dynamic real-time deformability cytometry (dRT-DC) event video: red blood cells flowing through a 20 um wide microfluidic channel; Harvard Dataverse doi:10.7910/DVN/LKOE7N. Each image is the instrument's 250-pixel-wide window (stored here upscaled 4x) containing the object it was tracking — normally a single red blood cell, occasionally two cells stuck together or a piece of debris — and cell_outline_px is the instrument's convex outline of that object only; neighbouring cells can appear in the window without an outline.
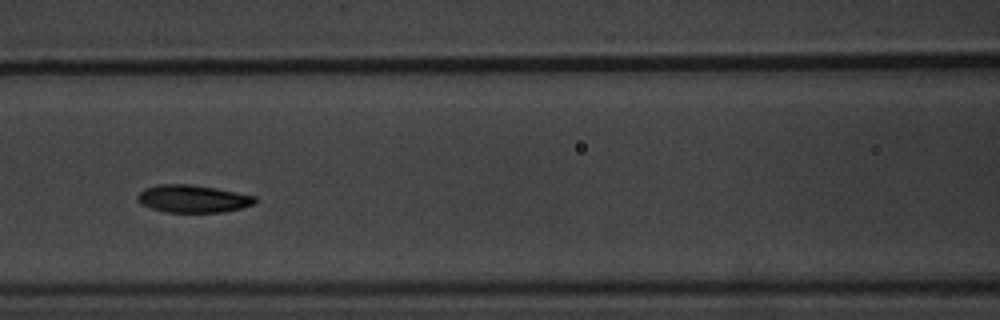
{"species": "common noctule bat (a hibernating species)", "species_latin": "Nyctalus noctula", "temperature_condition": "warm", "stored_images_in_passage": 5, "camera_frame_rate_fps": 3000, "um_per_image_px": 0.085, "animal": {"sex": "male", "body_mass_g": 20.1, "forearm_length_mm": 53.5}, "frame": {"image": 1, "passage_image": 3, "time_ms": 2.333, "image_size_px": [1000, 320], "cell_outline_px": [[256, 200], [252, 204], [240, 208], [224, 212], [168, 212], [152, 208], [140, 204], [136, 200], [136, 196], [144, 188], [160, 184], [188, 184], [216, 188], [256, 196]], "centroid_in_image_um": [16.35, 16.89], "position_along_channel_um": 150.2, "area_um2": 18.79}}
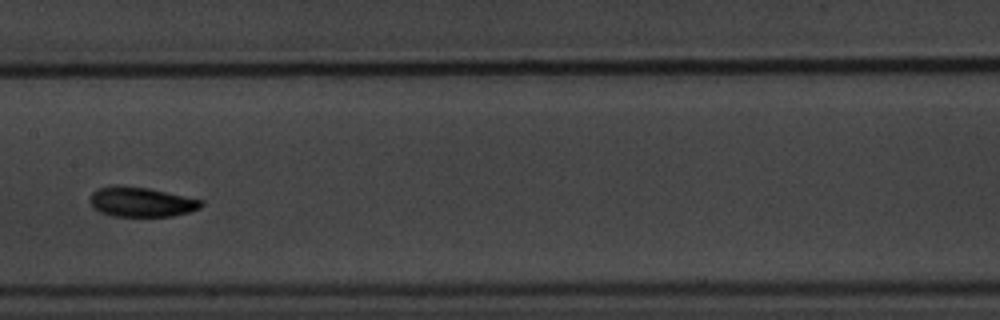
{"frame": {"image": 2, "passage_image": 4, "time_ms": 3.667, "image_size_px": [1000, 320], "cell_outline_px": [[204, 204], [200, 208], [188, 212], [172, 216], [112, 216], [100, 212], [92, 208], [88, 200], [92, 192], [96, 188], [148, 188], [204, 200]], "centroid_in_image_um": [12.03, 17.2], "position_along_channel_um": 195.4, "area_um2": 18.84}}
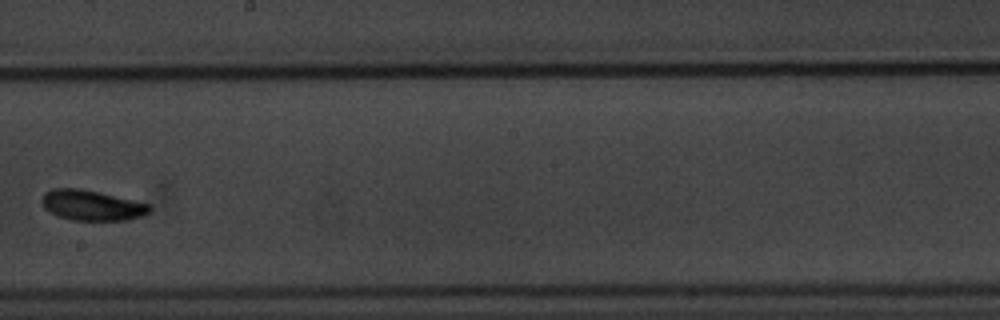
{"frame": {"image": 3, "passage_image": 5, "time_ms": 5.0, "image_size_px": [1000, 320], "cell_outline_px": [[152, 208], [148, 212], [140, 216], [128, 220], [72, 220], [56, 216], [48, 212], [44, 208], [40, 200], [44, 192], [52, 188], [80, 188], [100, 192], [148, 204]], "centroid_in_image_um": [7.72, 17.44], "position_along_channel_um": 240.5, "area_um2": 19.13}}